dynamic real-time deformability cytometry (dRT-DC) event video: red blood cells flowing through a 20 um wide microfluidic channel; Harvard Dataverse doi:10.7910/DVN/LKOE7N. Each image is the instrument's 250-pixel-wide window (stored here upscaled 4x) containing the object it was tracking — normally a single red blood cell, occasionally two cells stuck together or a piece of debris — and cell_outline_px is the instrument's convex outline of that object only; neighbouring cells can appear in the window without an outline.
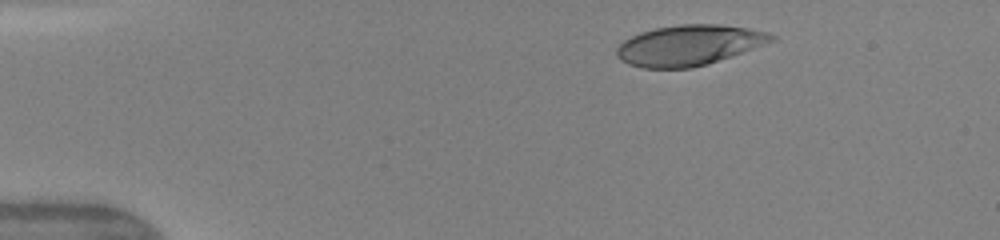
{"species": "human", "species_latin": "Homo sapiens", "temperature_condition": "warm", "stored_images_in_passage": 41, "camera_frame_rate_fps": 3000, "um_per_image_px": 0.085, "donor": {"sex": "female"}, "frame": {"image": 1, "passage_image": 1, "time_ms": 0.0, "image_size_px": [1000, 240], "cell_outline_px": [[776, 40], [708, 64], [692, 68], [644, 68], [628, 64], [620, 60], [616, 56], [616, 48], [624, 40], [640, 32], [656, 28], [680, 24], [720, 24], [748, 28], [768, 32], [776, 36]], "centroid_in_image_um": [58.55, 3.84], "position_along_channel_um": 26.4, "area_um2": 36.47}}
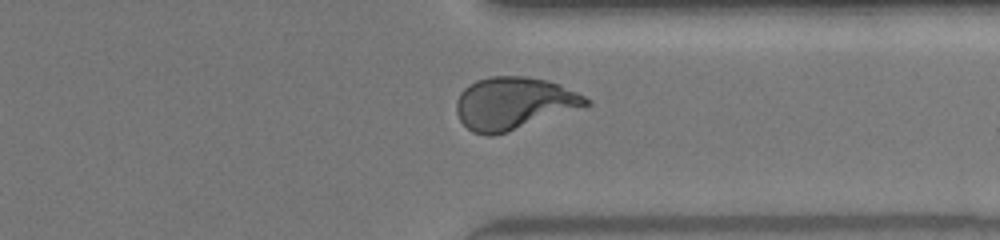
{"frame": {"image": 2, "passage_image": 31, "time_ms": 10.0, "image_size_px": [1000, 240], "cell_outline_px": [[592, 104], [492, 136], [484, 136], [472, 132], [460, 120], [456, 112], [456, 100], [460, 92], [464, 88], [476, 80], [488, 76], [524, 76], [548, 80], [560, 84], [592, 100]], "centroid_in_image_um": [43.64, 8.76], "position_along_channel_um": 367.8, "area_um2": 39.36}}
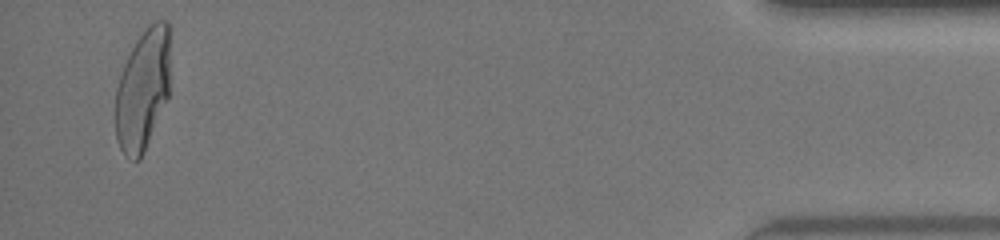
{"frame": {"image": 3, "passage_image": 40, "time_ms": 13.0, "image_size_px": [1000, 240], "cell_outline_px": [[168, 96], [144, 152], [140, 160], [132, 160], [124, 156], [116, 140], [116, 88], [124, 64], [132, 48], [140, 36], [156, 20], [168, 20]], "centroid_in_image_um": [12.11, 7.68], "position_along_channel_um": 423.1, "area_um2": 37.92}, "authors_computed_cell_mechanics": {"area_um2": 38.4948, "velocity_mm_per_s": 4.1968, "shape_relaxation_time_tau1_ms": 6.7271, "shape_relaxation_time_tau2_ms": null, "deformation_change_tau1": 0.2659, "deformation_change_tau2": null}}